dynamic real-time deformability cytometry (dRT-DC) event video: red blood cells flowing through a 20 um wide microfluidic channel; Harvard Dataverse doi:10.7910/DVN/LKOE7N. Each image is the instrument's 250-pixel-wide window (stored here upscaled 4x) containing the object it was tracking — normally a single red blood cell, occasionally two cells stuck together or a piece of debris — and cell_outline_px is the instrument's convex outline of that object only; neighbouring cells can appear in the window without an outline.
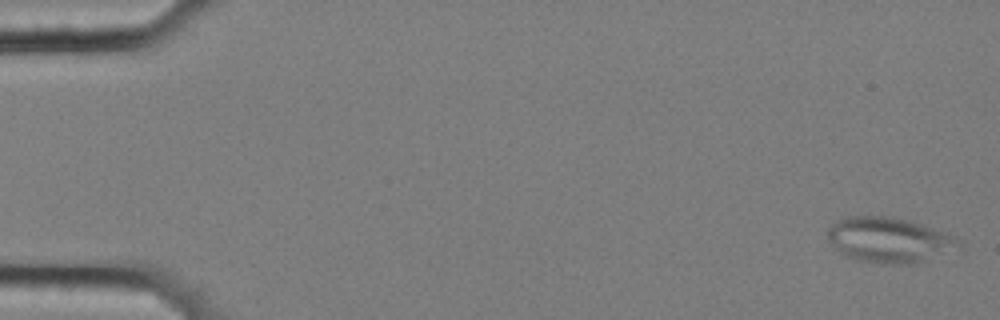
{"species": "common noctule bat (a hibernating species)", "species_latin": "Nyctalus noctula", "temperature_condition": "cold", "stored_images_in_passage": 59, "camera_frame_rate_fps": 3000, "um_per_image_px": 0.085, "animal": {"sex": "female", "body_mass_g": 25.1}, "frame": {"image": 1, "passage_image": 2, "time_ms": 0.333, "image_size_px": [1000, 320], "cell_outline_px": [[960, 248], [916, 264], [880, 264], [856, 260], [844, 256], [828, 240], [828, 228], [836, 220], [844, 216], [892, 216], [908, 220], [920, 224], [952, 236], [960, 240]], "centroid_in_image_um": [75.53, 20.41], "position_along_channel_um": 9.5, "area_um2": 34.68}}
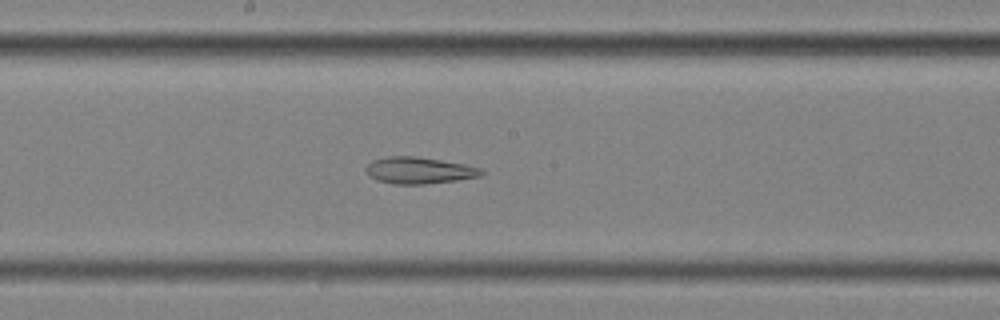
{"frame": {"image": 2, "passage_image": 32, "time_ms": 10.333, "image_size_px": [1000, 320], "cell_outline_px": [[484, 172], [480, 176], [456, 180], [424, 184], [396, 184], [376, 180], [368, 176], [364, 168], [372, 160], [388, 156], [416, 156], [464, 164], [480, 168]], "centroid_in_image_um": [35.57, 14.48], "position_along_channel_um": 212.6, "area_um2": 17.86}}
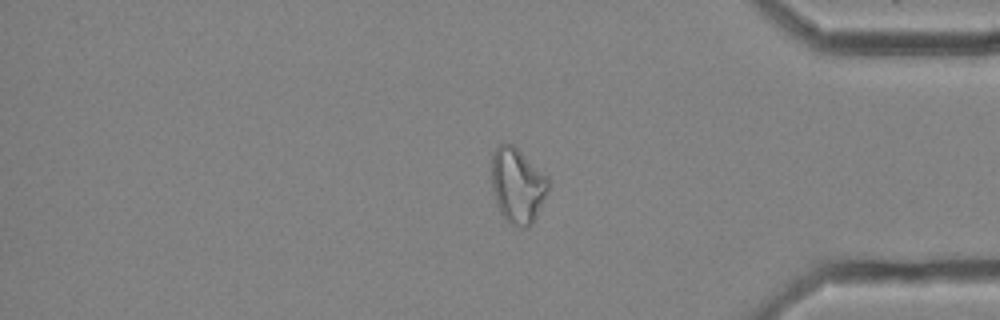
{"frame": {"image": 3, "passage_image": 49, "time_ms": 16.0, "image_size_px": [1000, 320], "cell_outline_px": [[548, 188], [536, 216], [532, 224], [528, 228], [520, 228], [512, 224], [500, 212], [492, 188], [492, 152], [500, 144], [512, 144], [548, 176]], "centroid_in_image_um": [43.98, 15.76], "position_along_channel_um": 391.2, "area_um2": 24.45}, "authors_computed_cell_mechanics": {"area_um2": 25.2586, "velocity_mm_per_s": 3.4866, "shape_relaxation_time_tau1_ms": null, "shape_relaxation_time_tau2_ms": 4.6271, "deformation_change_tau1": null, "deformation_change_tau2": 0.1347}}